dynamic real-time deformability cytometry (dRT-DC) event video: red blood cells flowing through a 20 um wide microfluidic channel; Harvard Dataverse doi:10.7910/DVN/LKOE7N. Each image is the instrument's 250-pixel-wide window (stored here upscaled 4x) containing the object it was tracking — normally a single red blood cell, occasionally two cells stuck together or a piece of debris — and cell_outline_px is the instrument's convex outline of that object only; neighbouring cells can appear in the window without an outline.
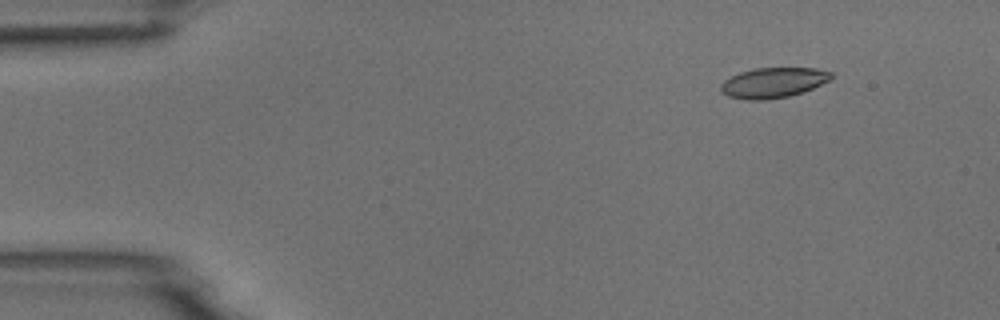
{"species": "common noctule bat (a hibernating species)", "species_latin": "Nyctalus noctula", "temperature_condition": "room temperature", "stored_images_in_passage": 11, "camera_frame_rate_fps": 3000, "um_per_image_px": 0.085, "animal": {"sex": "male", "body_mass_g": 18.8}, "frame": {"image": 1, "passage_image": 2, "time_ms": 1.0, "image_size_px": [1000, 320], "cell_outline_px": [[832, 80], [804, 92], [788, 96], [764, 100], [748, 100], [728, 96], [720, 92], [720, 84], [724, 80], [740, 72], [752, 68], [816, 68], [832, 72]], "centroid_in_image_um": [65.73, 7.02], "position_along_channel_um": 19.3, "area_um2": 19.65}}
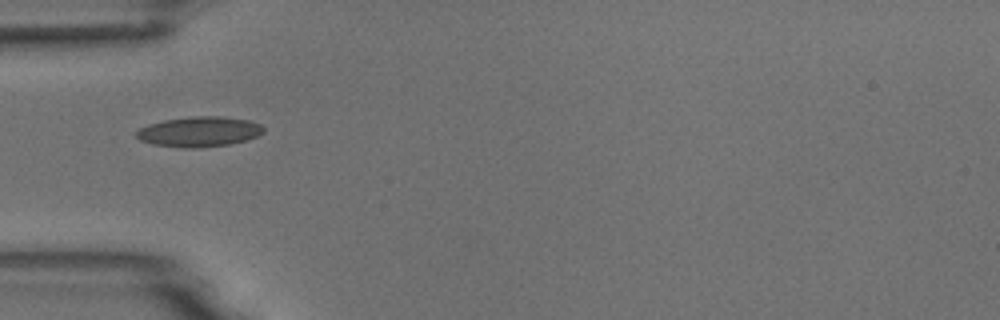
{"frame": {"image": 2, "passage_image": 5, "time_ms": 4.667, "image_size_px": [1000, 320], "cell_outline_px": [[264, 132], [248, 140], [228, 144], [200, 148], [184, 148], [152, 144], [140, 140], [136, 136], [136, 132], [140, 128], [148, 124], [164, 120], [192, 116], [220, 116], [248, 120], [260, 124], [264, 128]], "centroid_in_image_um": [16.93, 11.19], "position_along_channel_um": 68.1, "area_um2": 22.37}}
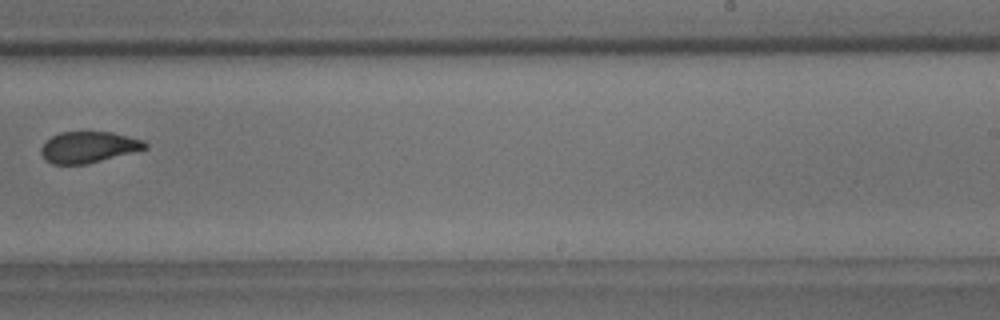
{"frame": {"image": 3, "passage_image": 10, "time_ms": 10.333, "image_size_px": [1000, 320], "cell_outline_px": [[148, 148], [84, 164], [52, 164], [44, 160], [40, 152], [40, 148], [52, 136], [60, 132], [112, 132], [144, 140], [148, 144]], "centroid_in_image_um": [7.5, 12.5], "position_along_channel_um": 281.5, "area_um2": 18.73}}